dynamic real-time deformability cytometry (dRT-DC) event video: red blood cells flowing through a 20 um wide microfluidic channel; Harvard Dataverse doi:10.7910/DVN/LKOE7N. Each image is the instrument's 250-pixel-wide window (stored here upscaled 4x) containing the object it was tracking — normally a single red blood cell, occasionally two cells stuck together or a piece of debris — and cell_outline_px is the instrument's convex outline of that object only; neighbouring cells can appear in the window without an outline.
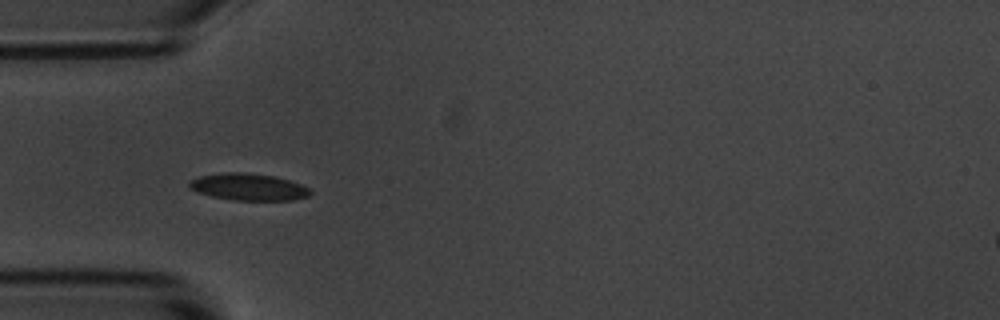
{"species": "common noctule bat (a hibernating species)", "species_latin": "Nyctalus noctula", "temperature_condition": "room temperature", "stored_images_in_passage": 5, "camera_frame_rate_fps": 3000, "um_per_image_px": 0.085, "animal": {"sex": "male", "body_mass_g": 20.1, "forearm_length_mm": 53.5}, "frame": {"image": 1, "passage_image": 4, "time_ms": 3.667, "image_size_px": [1000, 320], "cell_outline_px": [[312, 192], [308, 196], [292, 200], [232, 200], [212, 196], [196, 192], [188, 188], [188, 180], [200, 176], [224, 172], [244, 172], [276, 176], [300, 184], [308, 188]], "centroid_in_image_um": [21.07, 15.88], "position_along_channel_um": 63.9, "area_um2": 19.07}}